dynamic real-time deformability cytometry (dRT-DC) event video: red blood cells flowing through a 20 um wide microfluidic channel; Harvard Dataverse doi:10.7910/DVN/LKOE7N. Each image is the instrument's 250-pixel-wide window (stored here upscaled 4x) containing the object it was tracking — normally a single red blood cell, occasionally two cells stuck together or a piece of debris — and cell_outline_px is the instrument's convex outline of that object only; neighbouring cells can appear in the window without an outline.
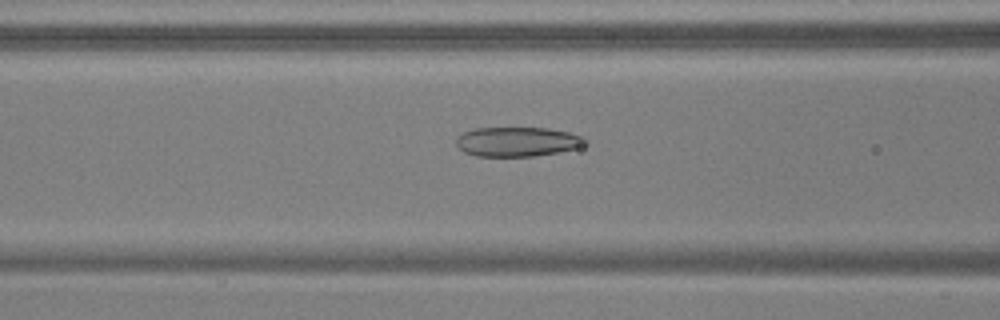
{"species": "common noctule bat (a hibernating species)", "species_latin": "Nyctalus noctula", "temperature_condition": "warm", "stored_images_in_passage": 40, "camera_frame_rate_fps": 3000, "um_per_image_px": 0.085, "animal": {"sex": "male", "body_mass_g": 17.9, "forearm_length_mm": 54.2}, "frame": {"image": 1, "passage_image": 9, "time_ms": 2.667, "image_size_px": [1000, 320], "cell_outline_px": [[588, 144], [576, 148], [556, 152], [532, 156], [476, 156], [464, 152], [456, 144], [456, 140], [464, 132], [476, 128], [548, 128], [568, 132], [584, 136], [588, 140]], "centroid_in_image_um": [44.02, 12.04], "position_along_channel_um": 122.6, "area_um2": 22.08}}
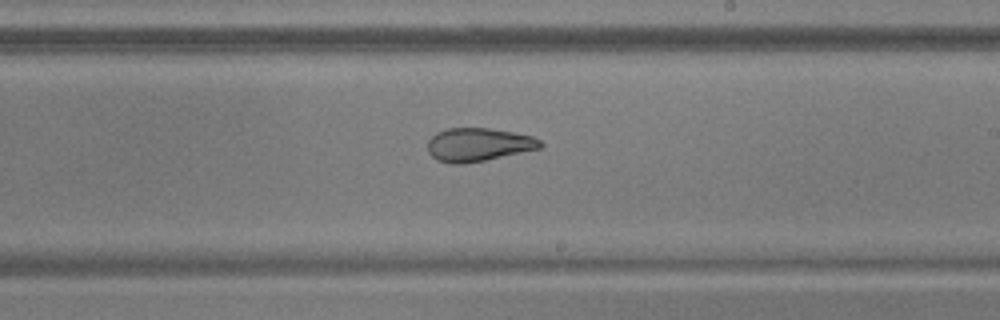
{"frame": {"image": 2, "passage_image": 19, "time_ms": 6.0, "image_size_px": [1000, 320], "cell_outline_px": [[544, 144], [540, 148], [484, 160], [464, 164], [452, 164], [436, 160], [428, 152], [428, 140], [436, 132], [448, 128], [488, 128], [512, 132], [532, 136], [540, 140]], "centroid_in_image_um": [40.62, 12.29], "position_along_channel_um": 248.4, "area_um2": 21.79}}
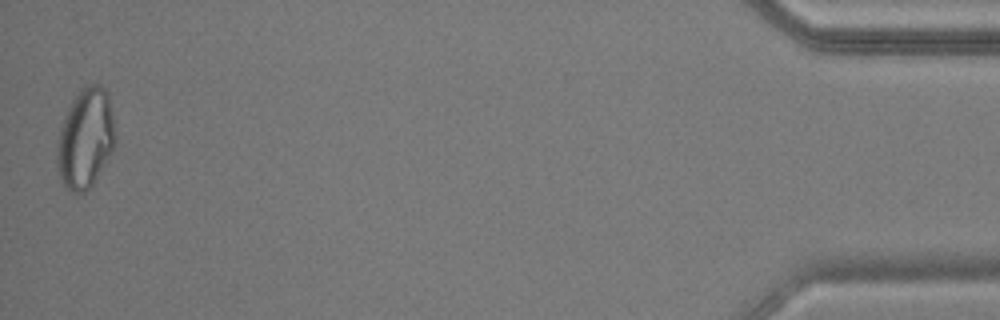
{"frame": {"image": 3, "passage_image": 40, "time_ms": 13.0, "image_size_px": [1000, 320], "cell_outline_px": [[116, 144], [112, 152], [92, 184], [84, 192], [72, 192], [64, 188], [56, 168], [56, 152], [60, 128], [68, 108], [72, 100], [80, 88], [84, 84], [100, 84], [104, 88], [108, 96], [112, 112], [116, 136]], "centroid_in_image_um": [7.25, 11.76], "position_along_channel_um": 427.9, "area_um2": 34.1}, "authors_computed_cell_mechanics": {"area_um2": 23.987, "velocity_mm_per_s": 3.7753, "shape_relaxation_time_tau1_ms": null, "shape_relaxation_time_tau2_ms": 2.0207, "deformation_change_tau1": null, "deformation_change_tau2": 0.0879}}